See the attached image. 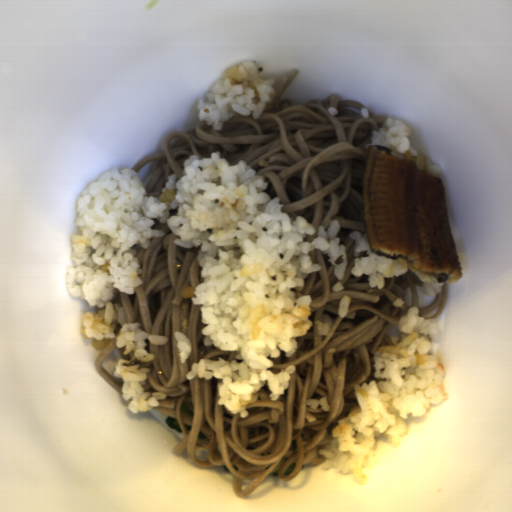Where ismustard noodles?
<instances>
[{
  "label": "mustard noodles",
  "instance_id": "mustard-noodles-3",
  "mask_svg": "<svg viewBox=\"0 0 512 512\" xmlns=\"http://www.w3.org/2000/svg\"><path fill=\"white\" fill-rule=\"evenodd\" d=\"M449 283L444 282L441 286V292L435 294V299L428 307H417L419 309V317L426 319H437L440 317L445 309L448 299Z\"/></svg>",
  "mask_w": 512,
  "mask_h": 512
},
{
  "label": "mustard noodles",
  "instance_id": "mustard-noodles-1",
  "mask_svg": "<svg viewBox=\"0 0 512 512\" xmlns=\"http://www.w3.org/2000/svg\"><path fill=\"white\" fill-rule=\"evenodd\" d=\"M294 69L280 79L274 89L272 103H266L258 119L253 113H235L214 130L199 120L194 129L169 133L163 151L147 156L131 170L136 173L146 164L157 162L152 178L144 187L146 197L159 200L172 174L177 181L185 176L184 162L192 155L211 159L220 152V159L229 166L244 160L268 182L262 192L273 200L280 198L282 213L291 221L302 216L315 228L303 242L318 238V229L326 232L338 220L339 244H344L347 265L344 278L338 280L329 254L320 249L308 253L313 264L321 265L304 279L300 292L311 295L313 324L304 337H295L298 347L291 357L280 349L279 358L267 368L273 374L287 366H296L290 374L288 389L276 400L266 380L257 391V401L245 405L248 414L232 413L219 405L218 384L224 379L213 376L206 380H187L193 363L200 359L231 362L239 351H223L214 343L205 346L201 307L194 304V291L204 282L203 269L197 256L202 247L185 249L175 244L181 239L166 223L154 221L150 230H161L163 237L150 238L144 249L134 244L138 258V275L142 284L134 294L114 288L109 302L122 305L127 323H139L147 334L168 338L165 345L144 339V350L155 354L153 361L137 358L122 366L149 368L143 392L166 393L157 399V410L177 420L183 439L173 451L184 450L196 467L224 466L232 475L233 491L239 498L248 497L274 472L283 481H290L306 464H322L319 454L335 438L333 429L339 420L348 418L353 407H359L355 384L385 382L375 378L373 357L381 346L401 342L398 323L409 308H418L417 287L423 282L407 269L405 274L385 278V286L370 288V275L355 276L356 260L369 258L368 250L354 255L356 240L350 233L368 234L364 209L363 177L373 131L386 129L385 117L370 115L366 106L355 100L330 95L324 100H311L298 105L281 99L293 78ZM176 181V182H177ZM351 299L347 316L337 314L343 296ZM182 331L192 342L193 350L187 364H181L173 333Z\"/></svg>",
  "mask_w": 512,
  "mask_h": 512
},
{
  "label": "mustard noodles",
  "instance_id": "mustard-noodles-4",
  "mask_svg": "<svg viewBox=\"0 0 512 512\" xmlns=\"http://www.w3.org/2000/svg\"><path fill=\"white\" fill-rule=\"evenodd\" d=\"M377 148V150L379 151H385L386 153H388L389 155H391L392 151L389 150L388 148H384V147H379V146H375Z\"/></svg>",
  "mask_w": 512,
  "mask_h": 512
},
{
  "label": "mustard noodles",
  "instance_id": "mustard-noodles-2",
  "mask_svg": "<svg viewBox=\"0 0 512 512\" xmlns=\"http://www.w3.org/2000/svg\"><path fill=\"white\" fill-rule=\"evenodd\" d=\"M125 349H126V346L125 347H117V340L114 337L107 346L102 348L101 353L94 364L98 375L101 378H103L106 382H108L111 386H113L117 391H119L121 393V395H123L122 394L123 384L121 382H119L114 376H112L107 370H105L102 367V365H103V362L106 359V357L114 350H119V352L122 356V360L130 361L132 359V357L130 354H128V355L124 354Z\"/></svg>",
  "mask_w": 512,
  "mask_h": 512
}]
</instances>
